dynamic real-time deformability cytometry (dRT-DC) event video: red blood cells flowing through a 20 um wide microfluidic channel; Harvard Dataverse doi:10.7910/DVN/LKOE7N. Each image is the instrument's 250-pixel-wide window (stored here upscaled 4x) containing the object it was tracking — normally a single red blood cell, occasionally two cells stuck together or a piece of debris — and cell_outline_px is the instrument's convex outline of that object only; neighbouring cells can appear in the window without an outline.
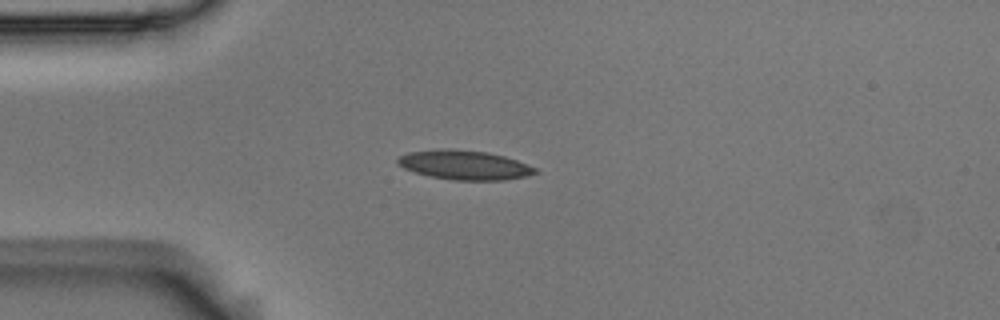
{"species": "Egyptian fruit bat (a non-hibernating species)", "species_latin": "Rousettus aegyptiacus", "temperature_condition": "room temperature", "stored_images_in_passage": 9, "camera_frame_rate_fps": 3000, "um_per_image_px": 0.085, "animal": {"sex": "male"}, "frame": {"image": 1, "passage_image": 3, "time_ms": 0.667, "image_size_px": [1000, 320], "cell_outline_px": [[540, 172], [528, 176], [504, 180], [452, 180], [432, 176], [416, 172], [404, 168], [396, 164], [396, 160], [400, 156], [408, 152], [440, 148], [448, 148], [488, 152], [504, 156], [516, 160], [536, 168]], "centroid_in_image_um": [39.48, 14.02], "position_along_channel_um": 45.5, "area_um2": 23.58}}
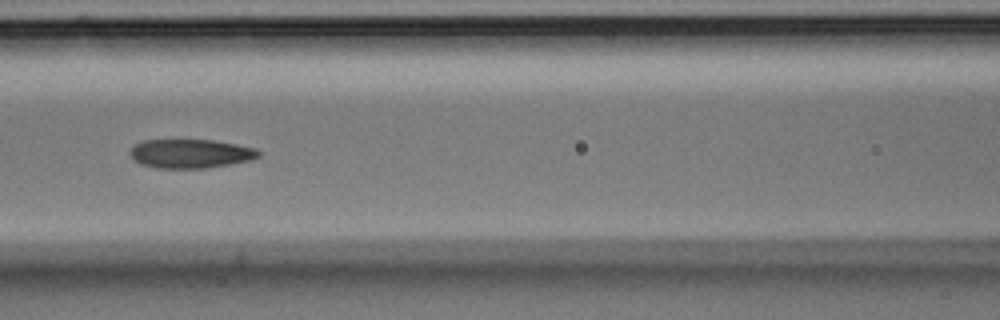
{"frame": {"image": 2, "passage_image": 6, "time_ms": 1.667, "image_size_px": [1000, 320], "cell_outline_px": [[260, 156], [248, 160], [208, 168], [156, 168], [140, 164], [128, 152], [136, 144], [144, 140], [212, 140], [236, 144], [256, 148], [260, 152]], "centroid_in_image_um": [16.19, 13.06], "position_along_channel_um": 150.4, "area_um2": 21.5}}
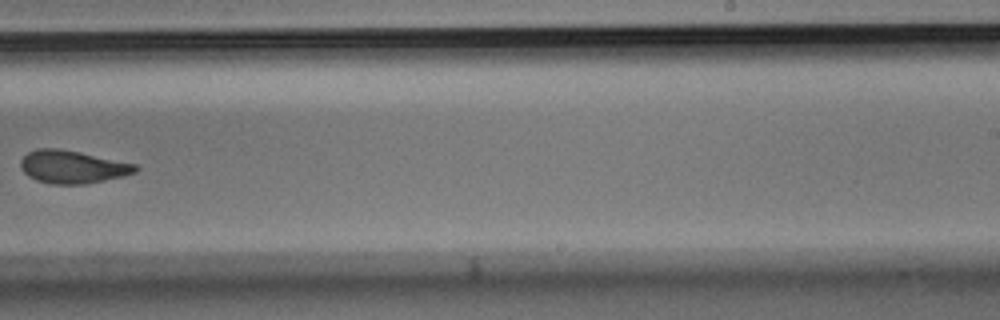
{"frame": {"image": 3, "passage_image": 9, "time_ms": 2.667, "image_size_px": [1000, 320], "cell_outline_px": [[140, 168], [136, 172], [124, 176], [84, 184], [52, 184], [36, 180], [28, 176], [20, 168], [20, 160], [28, 152], [36, 148], [56, 148], [80, 152], [136, 164]], "centroid_in_image_um": [6.15, 14.18], "position_along_channel_um": 282.9, "area_um2": 22.02}}